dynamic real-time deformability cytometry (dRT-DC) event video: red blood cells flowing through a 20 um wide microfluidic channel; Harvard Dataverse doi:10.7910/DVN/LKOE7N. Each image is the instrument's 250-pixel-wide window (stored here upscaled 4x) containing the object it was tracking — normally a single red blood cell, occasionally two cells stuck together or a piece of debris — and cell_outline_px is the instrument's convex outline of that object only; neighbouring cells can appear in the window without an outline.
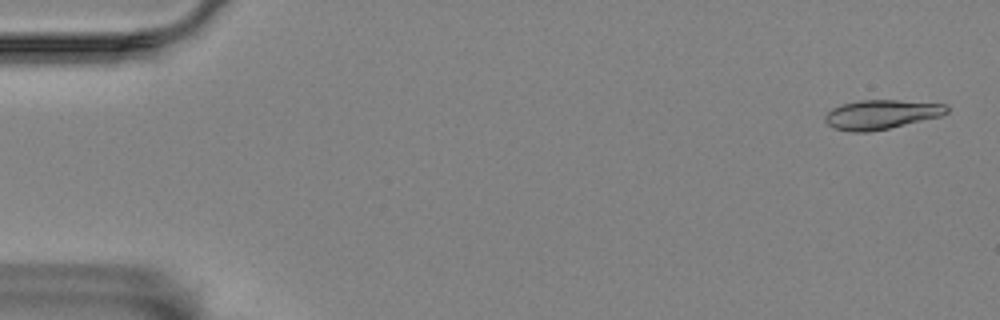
{"species": "Egyptian fruit bat (a non-hibernating species)", "species_latin": "Rousettus aegyptiacus", "temperature_condition": "room temperature", "stored_images_in_passage": 59, "camera_frame_rate_fps": 3000, "um_per_image_px": 0.085, "animal": {"sex": "female"}, "frame": {"image": 1, "passage_image": 2, "time_ms": 0.333, "image_size_px": [1000, 320], "cell_outline_px": [[948, 112], [940, 116], [888, 128], [868, 132], [852, 132], [836, 128], [828, 124], [824, 120], [824, 116], [832, 108], [844, 104], [860, 100], [896, 100], [944, 104], [948, 108]], "centroid_in_image_um": [74.88, 9.73], "position_along_channel_um": 10.1, "area_um2": 20.4}}
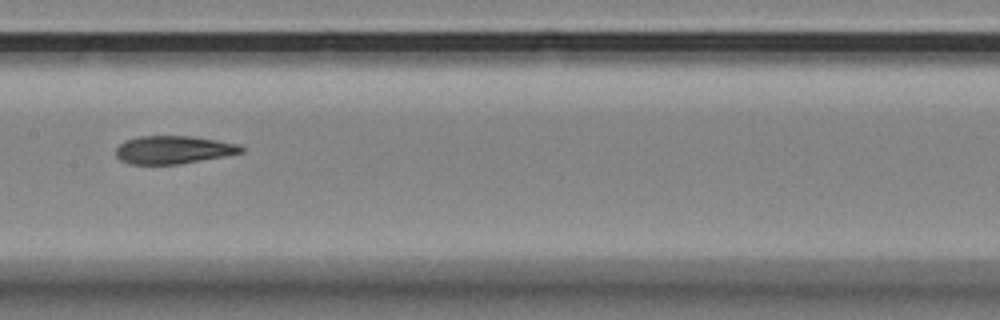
{"frame": {"image": 2, "passage_image": 29, "time_ms": 9.333, "image_size_px": [1000, 320], "cell_outline_px": [[244, 152], [176, 164], [128, 164], [120, 160], [116, 156], [116, 148], [124, 140], [136, 136], [192, 136], [240, 144], [244, 148]], "centroid_in_image_um": [14.69, 12.72], "position_along_channel_um": 192.7, "area_um2": 20.35}}
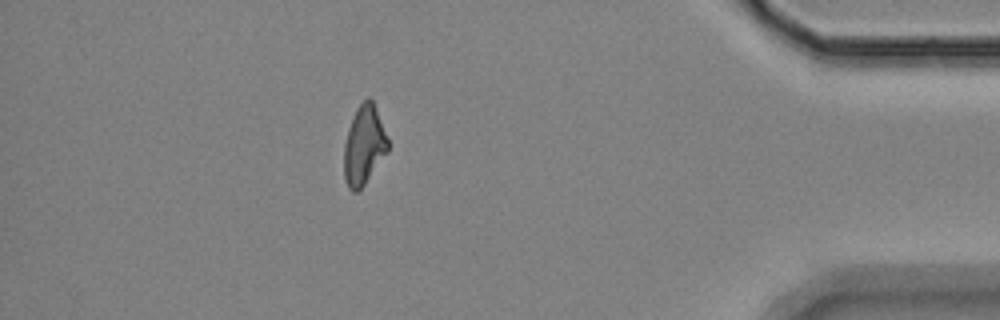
{"frame": {"image": 3, "passage_image": 51, "time_ms": 16.667, "image_size_px": [1000, 320], "cell_outline_px": [[388, 152], [364, 184], [356, 192], [352, 192], [348, 188], [344, 176], [344, 144], [348, 128], [356, 108], [368, 96], [372, 100], [388, 140]], "centroid_in_image_um": [30.92, 12.36], "position_along_channel_um": 404.3, "area_um2": 20.0}, "authors_computed_cell_mechanics": {"area_um2": 20.8658, "velocity_mm_per_s": 3.4563, "shape_relaxation_time_tau1_ms": 8.3619, "shape_relaxation_time_tau2_ms": 2.9245, "deformation_change_tau1": 0.2284, "deformation_change_tau2": 0.1145}}